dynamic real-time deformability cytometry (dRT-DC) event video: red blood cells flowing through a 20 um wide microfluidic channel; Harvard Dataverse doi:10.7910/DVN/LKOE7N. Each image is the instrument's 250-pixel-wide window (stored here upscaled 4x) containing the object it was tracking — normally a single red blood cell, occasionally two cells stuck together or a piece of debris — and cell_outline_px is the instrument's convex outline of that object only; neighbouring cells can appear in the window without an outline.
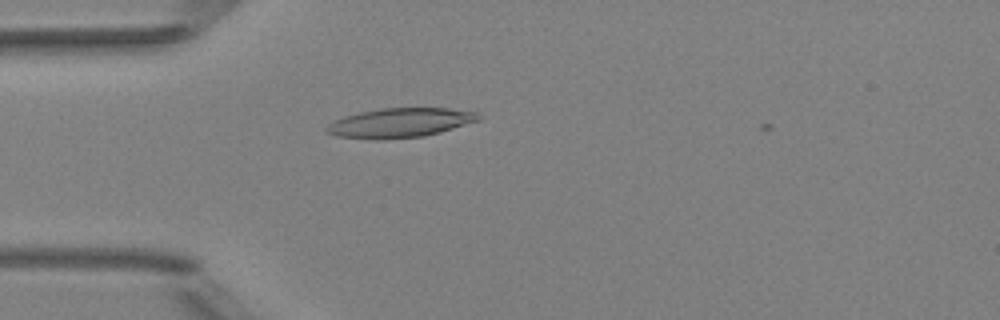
{"species": "Egyptian fruit bat (a non-hibernating species)", "species_latin": "Rousettus aegyptiacus", "temperature_condition": "room temperature", "stored_images_in_passage": 1, "camera_frame_rate_fps": 3000, "um_per_image_px": 0.085, "animal": {"sex": "female"}, "frame": {"image": 1, "passage_image": 1, "time_ms": 0.0, "image_size_px": [1000, 320], "cell_outline_px": [[480, 120], [440, 132], [424, 136], [384, 140], [376, 140], [336, 136], [324, 132], [324, 128], [328, 124], [344, 116], [360, 112], [380, 108], [448, 108], [476, 112], [480, 116]], "centroid_in_image_um": [33.96, 10.45], "position_along_channel_um": 51.0, "area_um2": 26.18}}